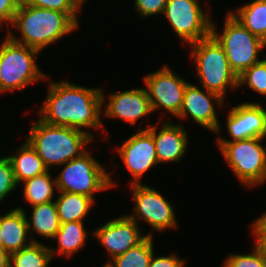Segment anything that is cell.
Segmentation results:
<instances>
[{
  "label": "cell",
  "instance_id": "1",
  "mask_svg": "<svg viewBox=\"0 0 266 267\" xmlns=\"http://www.w3.org/2000/svg\"><path fill=\"white\" fill-rule=\"evenodd\" d=\"M47 90L40 119L45 123L85 131L94 138L91 131L103 126L100 112L105 103V94L99 88H87L67 81L52 82Z\"/></svg>",
  "mask_w": 266,
  "mask_h": 267
},
{
  "label": "cell",
  "instance_id": "2",
  "mask_svg": "<svg viewBox=\"0 0 266 267\" xmlns=\"http://www.w3.org/2000/svg\"><path fill=\"white\" fill-rule=\"evenodd\" d=\"M77 13H64L21 3L12 26L19 30L21 39L7 30L13 41L35 48L40 52L50 44L79 27Z\"/></svg>",
  "mask_w": 266,
  "mask_h": 267
},
{
  "label": "cell",
  "instance_id": "3",
  "mask_svg": "<svg viewBox=\"0 0 266 267\" xmlns=\"http://www.w3.org/2000/svg\"><path fill=\"white\" fill-rule=\"evenodd\" d=\"M94 140L88 133L78 129L35 121L27 142L36 150L46 168L61 166L86 152L84 146Z\"/></svg>",
  "mask_w": 266,
  "mask_h": 267
},
{
  "label": "cell",
  "instance_id": "4",
  "mask_svg": "<svg viewBox=\"0 0 266 267\" xmlns=\"http://www.w3.org/2000/svg\"><path fill=\"white\" fill-rule=\"evenodd\" d=\"M190 45L191 59L195 60L203 89L224 99L228 86L234 90L238 87V76L231 69L223 47L212 35Z\"/></svg>",
  "mask_w": 266,
  "mask_h": 267
},
{
  "label": "cell",
  "instance_id": "5",
  "mask_svg": "<svg viewBox=\"0 0 266 267\" xmlns=\"http://www.w3.org/2000/svg\"><path fill=\"white\" fill-rule=\"evenodd\" d=\"M39 53V50L6 36L0 46V94L24 89L47 78L36 64Z\"/></svg>",
  "mask_w": 266,
  "mask_h": 267
},
{
  "label": "cell",
  "instance_id": "6",
  "mask_svg": "<svg viewBox=\"0 0 266 267\" xmlns=\"http://www.w3.org/2000/svg\"><path fill=\"white\" fill-rule=\"evenodd\" d=\"M215 29L212 21L211 35L223 47L230 67L237 76L261 61L258 55L266 43L246 29L230 12L226 15L223 32L218 34Z\"/></svg>",
  "mask_w": 266,
  "mask_h": 267
},
{
  "label": "cell",
  "instance_id": "7",
  "mask_svg": "<svg viewBox=\"0 0 266 267\" xmlns=\"http://www.w3.org/2000/svg\"><path fill=\"white\" fill-rule=\"evenodd\" d=\"M56 177V190L81 194L94 199V193L116 186L109 172L89 152L68 161Z\"/></svg>",
  "mask_w": 266,
  "mask_h": 267
},
{
  "label": "cell",
  "instance_id": "8",
  "mask_svg": "<svg viewBox=\"0 0 266 267\" xmlns=\"http://www.w3.org/2000/svg\"><path fill=\"white\" fill-rule=\"evenodd\" d=\"M263 138L240 141L216 142L236 178L247 187H255L266 181V149Z\"/></svg>",
  "mask_w": 266,
  "mask_h": 267
},
{
  "label": "cell",
  "instance_id": "9",
  "mask_svg": "<svg viewBox=\"0 0 266 267\" xmlns=\"http://www.w3.org/2000/svg\"><path fill=\"white\" fill-rule=\"evenodd\" d=\"M198 0H167L163 15L173 31L189 45L206 39L212 33V19Z\"/></svg>",
  "mask_w": 266,
  "mask_h": 267
},
{
  "label": "cell",
  "instance_id": "10",
  "mask_svg": "<svg viewBox=\"0 0 266 267\" xmlns=\"http://www.w3.org/2000/svg\"><path fill=\"white\" fill-rule=\"evenodd\" d=\"M135 207L134 213L128 215L138 222L139 219L148 223L154 230L164 231L168 228H178L172 204L157 190L148 185L130 184ZM138 219V220H137Z\"/></svg>",
  "mask_w": 266,
  "mask_h": 267
},
{
  "label": "cell",
  "instance_id": "11",
  "mask_svg": "<svg viewBox=\"0 0 266 267\" xmlns=\"http://www.w3.org/2000/svg\"><path fill=\"white\" fill-rule=\"evenodd\" d=\"M144 83L152 111L163 108L174 117L179 114L189 82L165 64L161 69L144 76Z\"/></svg>",
  "mask_w": 266,
  "mask_h": 267
},
{
  "label": "cell",
  "instance_id": "12",
  "mask_svg": "<svg viewBox=\"0 0 266 267\" xmlns=\"http://www.w3.org/2000/svg\"><path fill=\"white\" fill-rule=\"evenodd\" d=\"M139 130L117 149L125 167L133 176L131 184H140L141 176L159 164L153 135L147 128Z\"/></svg>",
  "mask_w": 266,
  "mask_h": 267
},
{
  "label": "cell",
  "instance_id": "13",
  "mask_svg": "<svg viewBox=\"0 0 266 267\" xmlns=\"http://www.w3.org/2000/svg\"><path fill=\"white\" fill-rule=\"evenodd\" d=\"M138 224L128 214L122 215L96 228L92 234L105 247L112 260L136 246L147 235H152V232L143 235Z\"/></svg>",
  "mask_w": 266,
  "mask_h": 267
},
{
  "label": "cell",
  "instance_id": "14",
  "mask_svg": "<svg viewBox=\"0 0 266 267\" xmlns=\"http://www.w3.org/2000/svg\"><path fill=\"white\" fill-rule=\"evenodd\" d=\"M204 91L200 87L198 88L197 85L188 83L185 88L181 110L176 117L184 119L190 115L197 124L218 133L221 131V128L213 101L217 106H223L224 99L216 93L206 89Z\"/></svg>",
  "mask_w": 266,
  "mask_h": 267
},
{
  "label": "cell",
  "instance_id": "15",
  "mask_svg": "<svg viewBox=\"0 0 266 267\" xmlns=\"http://www.w3.org/2000/svg\"><path fill=\"white\" fill-rule=\"evenodd\" d=\"M226 127L233 140L219 138L217 142L240 141L263 138L265 131V108L255 102L233 106L227 116Z\"/></svg>",
  "mask_w": 266,
  "mask_h": 267
},
{
  "label": "cell",
  "instance_id": "16",
  "mask_svg": "<svg viewBox=\"0 0 266 267\" xmlns=\"http://www.w3.org/2000/svg\"><path fill=\"white\" fill-rule=\"evenodd\" d=\"M105 104V116L136 124L152 112L146 88H136L110 94Z\"/></svg>",
  "mask_w": 266,
  "mask_h": 267
},
{
  "label": "cell",
  "instance_id": "17",
  "mask_svg": "<svg viewBox=\"0 0 266 267\" xmlns=\"http://www.w3.org/2000/svg\"><path fill=\"white\" fill-rule=\"evenodd\" d=\"M147 130L153 135L156 156L159 164L162 162H178L184 157L188 145V134L182 125H174L163 121L157 133V124H148Z\"/></svg>",
  "mask_w": 266,
  "mask_h": 267
},
{
  "label": "cell",
  "instance_id": "18",
  "mask_svg": "<svg viewBox=\"0 0 266 267\" xmlns=\"http://www.w3.org/2000/svg\"><path fill=\"white\" fill-rule=\"evenodd\" d=\"M27 218L26 212L21 207H16L0 216L3 249L10 254L20 251L32 242H39L31 237L27 243L29 233Z\"/></svg>",
  "mask_w": 266,
  "mask_h": 267
},
{
  "label": "cell",
  "instance_id": "19",
  "mask_svg": "<svg viewBox=\"0 0 266 267\" xmlns=\"http://www.w3.org/2000/svg\"><path fill=\"white\" fill-rule=\"evenodd\" d=\"M11 162L17 184L48 171L36 150L26 141L16 155L7 156Z\"/></svg>",
  "mask_w": 266,
  "mask_h": 267
},
{
  "label": "cell",
  "instance_id": "20",
  "mask_svg": "<svg viewBox=\"0 0 266 267\" xmlns=\"http://www.w3.org/2000/svg\"><path fill=\"white\" fill-rule=\"evenodd\" d=\"M32 213L28 222V232L53 239L60 229V220L55 201L31 206Z\"/></svg>",
  "mask_w": 266,
  "mask_h": 267
},
{
  "label": "cell",
  "instance_id": "21",
  "mask_svg": "<svg viewBox=\"0 0 266 267\" xmlns=\"http://www.w3.org/2000/svg\"><path fill=\"white\" fill-rule=\"evenodd\" d=\"M55 205L60 223L83 221L91 210L94 200L91 197L70 192H59Z\"/></svg>",
  "mask_w": 266,
  "mask_h": 267
},
{
  "label": "cell",
  "instance_id": "22",
  "mask_svg": "<svg viewBox=\"0 0 266 267\" xmlns=\"http://www.w3.org/2000/svg\"><path fill=\"white\" fill-rule=\"evenodd\" d=\"M86 229L83 221L61 223L59 231L56 233L54 240L57 239V249L50 248L51 256L58 255L72 256L86 244Z\"/></svg>",
  "mask_w": 266,
  "mask_h": 267
},
{
  "label": "cell",
  "instance_id": "23",
  "mask_svg": "<svg viewBox=\"0 0 266 267\" xmlns=\"http://www.w3.org/2000/svg\"><path fill=\"white\" fill-rule=\"evenodd\" d=\"M230 13L253 35L266 43V0H253Z\"/></svg>",
  "mask_w": 266,
  "mask_h": 267
},
{
  "label": "cell",
  "instance_id": "24",
  "mask_svg": "<svg viewBox=\"0 0 266 267\" xmlns=\"http://www.w3.org/2000/svg\"><path fill=\"white\" fill-rule=\"evenodd\" d=\"M23 183L24 185H21L24 186V199L30 203L31 206L53 201L52 198L55 193L56 178L52 180L49 170Z\"/></svg>",
  "mask_w": 266,
  "mask_h": 267
},
{
  "label": "cell",
  "instance_id": "25",
  "mask_svg": "<svg viewBox=\"0 0 266 267\" xmlns=\"http://www.w3.org/2000/svg\"><path fill=\"white\" fill-rule=\"evenodd\" d=\"M153 253V235H147L136 246L105 264L110 267H149Z\"/></svg>",
  "mask_w": 266,
  "mask_h": 267
},
{
  "label": "cell",
  "instance_id": "26",
  "mask_svg": "<svg viewBox=\"0 0 266 267\" xmlns=\"http://www.w3.org/2000/svg\"><path fill=\"white\" fill-rule=\"evenodd\" d=\"M51 260L50 247L41 242H32L11 254L10 267H48Z\"/></svg>",
  "mask_w": 266,
  "mask_h": 267
},
{
  "label": "cell",
  "instance_id": "27",
  "mask_svg": "<svg viewBox=\"0 0 266 267\" xmlns=\"http://www.w3.org/2000/svg\"><path fill=\"white\" fill-rule=\"evenodd\" d=\"M248 85V88L266 96V58L244 70L238 76V87Z\"/></svg>",
  "mask_w": 266,
  "mask_h": 267
},
{
  "label": "cell",
  "instance_id": "28",
  "mask_svg": "<svg viewBox=\"0 0 266 267\" xmlns=\"http://www.w3.org/2000/svg\"><path fill=\"white\" fill-rule=\"evenodd\" d=\"M224 262L222 267H266V256L255 242L251 254H232Z\"/></svg>",
  "mask_w": 266,
  "mask_h": 267
},
{
  "label": "cell",
  "instance_id": "29",
  "mask_svg": "<svg viewBox=\"0 0 266 267\" xmlns=\"http://www.w3.org/2000/svg\"><path fill=\"white\" fill-rule=\"evenodd\" d=\"M18 184L8 157H0V203Z\"/></svg>",
  "mask_w": 266,
  "mask_h": 267
},
{
  "label": "cell",
  "instance_id": "30",
  "mask_svg": "<svg viewBox=\"0 0 266 267\" xmlns=\"http://www.w3.org/2000/svg\"><path fill=\"white\" fill-rule=\"evenodd\" d=\"M21 3L64 13H78L80 10L72 0H21Z\"/></svg>",
  "mask_w": 266,
  "mask_h": 267
},
{
  "label": "cell",
  "instance_id": "31",
  "mask_svg": "<svg viewBox=\"0 0 266 267\" xmlns=\"http://www.w3.org/2000/svg\"><path fill=\"white\" fill-rule=\"evenodd\" d=\"M167 0H135V7L141 17L163 14Z\"/></svg>",
  "mask_w": 266,
  "mask_h": 267
},
{
  "label": "cell",
  "instance_id": "32",
  "mask_svg": "<svg viewBox=\"0 0 266 267\" xmlns=\"http://www.w3.org/2000/svg\"><path fill=\"white\" fill-rule=\"evenodd\" d=\"M149 267H185V262L176 254L155 257L153 253Z\"/></svg>",
  "mask_w": 266,
  "mask_h": 267
},
{
  "label": "cell",
  "instance_id": "33",
  "mask_svg": "<svg viewBox=\"0 0 266 267\" xmlns=\"http://www.w3.org/2000/svg\"><path fill=\"white\" fill-rule=\"evenodd\" d=\"M21 5V0H0V16L11 25L14 16Z\"/></svg>",
  "mask_w": 266,
  "mask_h": 267
},
{
  "label": "cell",
  "instance_id": "34",
  "mask_svg": "<svg viewBox=\"0 0 266 267\" xmlns=\"http://www.w3.org/2000/svg\"><path fill=\"white\" fill-rule=\"evenodd\" d=\"M252 232L255 236H266V211L252 225Z\"/></svg>",
  "mask_w": 266,
  "mask_h": 267
},
{
  "label": "cell",
  "instance_id": "35",
  "mask_svg": "<svg viewBox=\"0 0 266 267\" xmlns=\"http://www.w3.org/2000/svg\"><path fill=\"white\" fill-rule=\"evenodd\" d=\"M11 254L4 249H0V267H10Z\"/></svg>",
  "mask_w": 266,
  "mask_h": 267
},
{
  "label": "cell",
  "instance_id": "36",
  "mask_svg": "<svg viewBox=\"0 0 266 267\" xmlns=\"http://www.w3.org/2000/svg\"><path fill=\"white\" fill-rule=\"evenodd\" d=\"M255 237H256L255 242L262 248L266 256V236H255Z\"/></svg>",
  "mask_w": 266,
  "mask_h": 267
},
{
  "label": "cell",
  "instance_id": "37",
  "mask_svg": "<svg viewBox=\"0 0 266 267\" xmlns=\"http://www.w3.org/2000/svg\"><path fill=\"white\" fill-rule=\"evenodd\" d=\"M87 0H72V2L79 8L81 9V5Z\"/></svg>",
  "mask_w": 266,
  "mask_h": 267
},
{
  "label": "cell",
  "instance_id": "38",
  "mask_svg": "<svg viewBox=\"0 0 266 267\" xmlns=\"http://www.w3.org/2000/svg\"><path fill=\"white\" fill-rule=\"evenodd\" d=\"M0 249H3V241L1 236V227H0Z\"/></svg>",
  "mask_w": 266,
  "mask_h": 267
},
{
  "label": "cell",
  "instance_id": "39",
  "mask_svg": "<svg viewBox=\"0 0 266 267\" xmlns=\"http://www.w3.org/2000/svg\"><path fill=\"white\" fill-rule=\"evenodd\" d=\"M266 138V109H265V131H264V134H263V139Z\"/></svg>",
  "mask_w": 266,
  "mask_h": 267
},
{
  "label": "cell",
  "instance_id": "40",
  "mask_svg": "<svg viewBox=\"0 0 266 267\" xmlns=\"http://www.w3.org/2000/svg\"><path fill=\"white\" fill-rule=\"evenodd\" d=\"M4 23L7 24V22L0 16V26L3 27V25H1V24H4ZM0 29H1V27H0Z\"/></svg>",
  "mask_w": 266,
  "mask_h": 267
},
{
  "label": "cell",
  "instance_id": "41",
  "mask_svg": "<svg viewBox=\"0 0 266 267\" xmlns=\"http://www.w3.org/2000/svg\"><path fill=\"white\" fill-rule=\"evenodd\" d=\"M102 267H110L108 264L103 265Z\"/></svg>",
  "mask_w": 266,
  "mask_h": 267
}]
</instances>
